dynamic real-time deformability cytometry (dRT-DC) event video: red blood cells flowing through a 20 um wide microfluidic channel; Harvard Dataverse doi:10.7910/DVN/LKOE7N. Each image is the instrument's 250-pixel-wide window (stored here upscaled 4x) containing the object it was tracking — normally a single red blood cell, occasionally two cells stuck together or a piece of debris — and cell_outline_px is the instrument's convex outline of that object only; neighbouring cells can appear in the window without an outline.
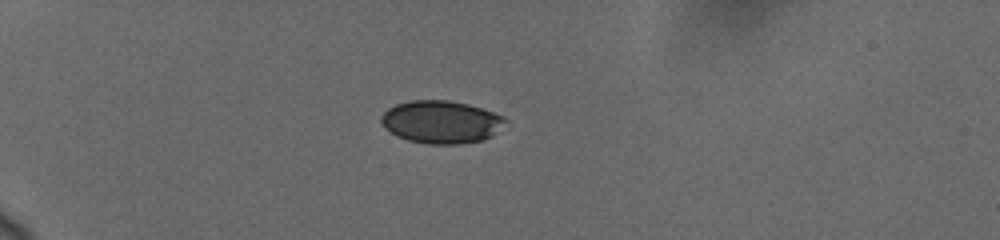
{"species": "human", "species_latin": "Homo sapiens", "temperature_condition": "cold", "stored_images_in_passage": 4, "camera_frame_rate_fps": 3000, "um_per_image_px": 0.085, "donor": {"sex": "female"}, "frame": {"image": 1, "passage_image": 1, "time_ms": 0.0, "image_size_px": [1000, 240], "cell_outline_px": [[508, 120], [492, 136], [484, 140], [456, 144], [428, 144], [408, 140], [396, 136], [380, 120], [380, 116], [388, 108], [396, 104], [408, 100], [448, 100], [468, 104], [504, 116]], "centroid_in_image_um": [37.5, 10.36], "position_along_channel_um": 47.5, "area_um2": 30.81}}
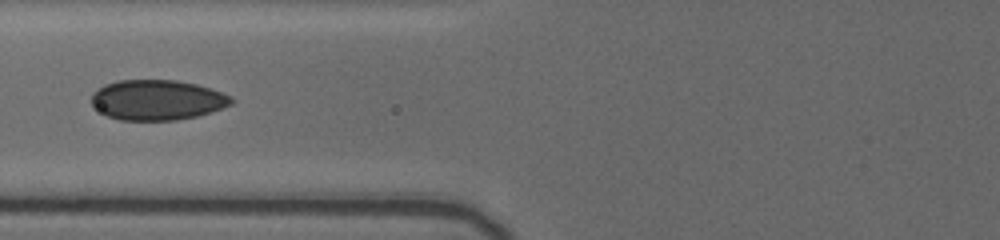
{"frame": {"image": 2, "passage_image": 4, "time_ms": 3.0, "image_size_px": [1000, 240], "cell_outline_px": [[236, 100], [232, 104], [212, 112], [196, 116], [176, 120], [120, 120], [108, 116], [100, 112], [92, 104], [92, 92], [104, 84], [116, 80], [176, 80], [196, 84], [232, 96]], "centroid_in_image_um": [13.36, 8.49], "position_along_channel_um": 112.4, "area_um2": 32.89}}